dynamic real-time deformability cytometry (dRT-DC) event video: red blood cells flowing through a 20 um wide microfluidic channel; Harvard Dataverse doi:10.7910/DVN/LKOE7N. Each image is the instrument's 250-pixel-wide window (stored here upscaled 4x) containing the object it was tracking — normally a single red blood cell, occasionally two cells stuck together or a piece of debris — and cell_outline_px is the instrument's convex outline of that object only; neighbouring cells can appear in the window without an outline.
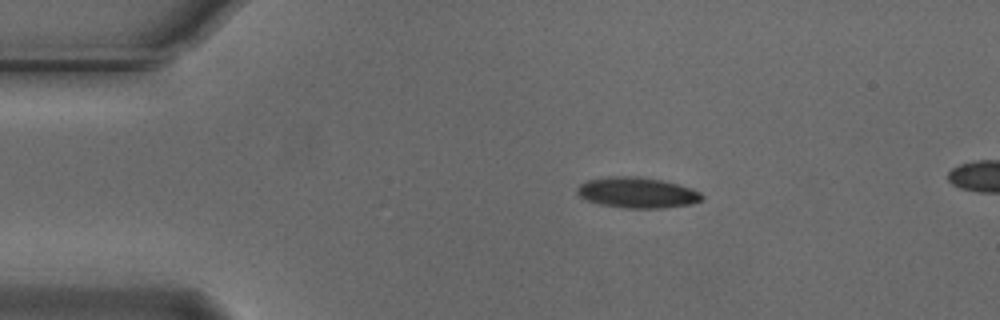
{"species": "Egyptian fruit bat (a non-hibernating species)", "species_latin": "Rousettus aegyptiacus", "temperature_condition": "cold", "stored_images_in_passage": 45, "camera_frame_rate_fps": 3000, "um_per_image_px": 0.085, "animal": {"sex": "male"}, "frame": {"image": 1, "passage_image": 1, "time_ms": 0.0, "image_size_px": [1000, 320], "cell_outline_px": [[704, 196], [700, 200], [692, 204], [664, 208], [624, 208], [600, 204], [588, 200], [580, 196], [576, 192], [576, 188], [584, 180], [608, 176], [640, 176], [660, 180], [692, 188], [700, 192]], "centroid_in_image_um": [54.13, 16.36], "position_along_channel_um": 30.9, "area_um2": 22.43}}
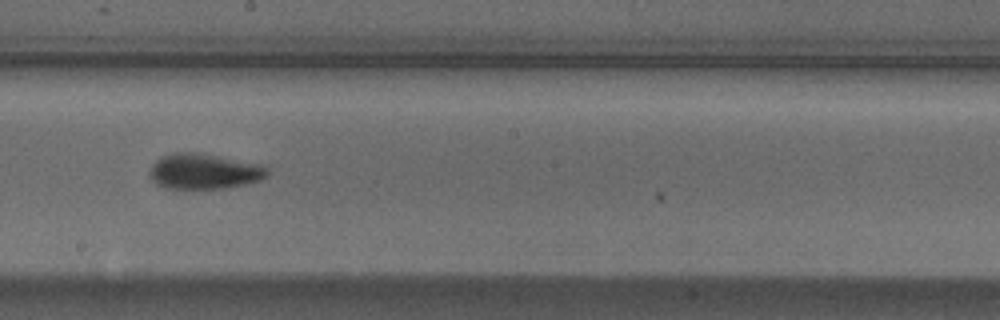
{"frame": {"image": 2, "passage_image": 21, "time_ms": 6.667, "image_size_px": [1000, 320], "cell_outline_px": [[268, 176], [260, 180], [244, 184], [224, 188], [168, 188], [156, 184], [148, 176], [148, 172], [152, 164], [160, 156], [176, 152], [200, 152], [260, 164], [268, 168]], "centroid_in_image_um": [17.31, 14.55], "position_along_channel_um": 230.9, "area_um2": 24.45}}
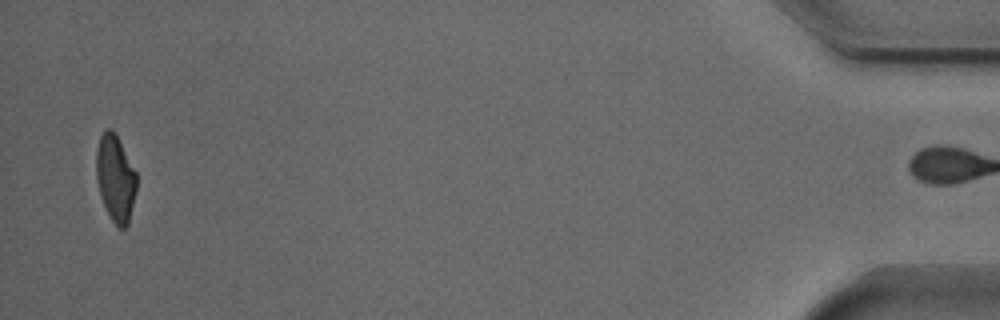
{"frame": {"image": 3, "passage_image": 44, "time_ms": 14.333, "image_size_px": [1000, 320], "cell_outline_px": [[136, 188], [128, 224], [124, 228], [120, 228], [112, 220], [104, 204], [96, 180], [96, 152], [100, 136], [108, 128], [112, 128], [116, 132], [136, 172]], "centroid_in_image_um": [9.81, 15.09], "position_along_channel_um": 425.4, "area_um2": 20.11}, "authors_computed_cell_mechanics": {"area_um2": 22.4264, "velocity_mm_per_s": 3.7411, "shape_relaxation_time_tau1_ms": 3.1328, "shape_relaxation_time_tau2_ms": 4.0743, "deformation_change_tau1": 0.1269, "deformation_change_tau2": 0.0967}}